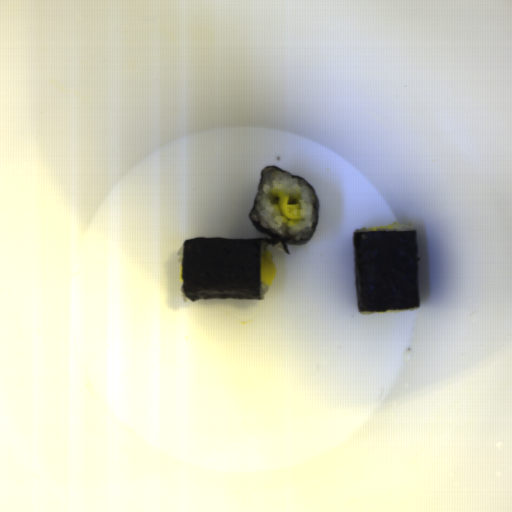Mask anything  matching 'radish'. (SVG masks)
<instances>
[{"label":"radish","instance_id":"radish-1","mask_svg":"<svg viewBox=\"0 0 512 512\" xmlns=\"http://www.w3.org/2000/svg\"><path fill=\"white\" fill-rule=\"evenodd\" d=\"M273 257V252L269 251L261 257L259 264L260 282L268 287H271L276 275V265L272 260Z\"/></svg>","mask_w":512,"mask_h":512},{"label":"radish","instance_id":"radish-2","mask_svg":"<svg viewBox=\"0 0 512 512\" xmlns=\"http://www.w3.org/2000/svg\"><path fill=\"white\" fill-rule=\"evenodd\" d=\"M289 198L290 196L285 193L280 197V213L288 221L301 220L303 217L301 215L300 206L297 204H288Z\"/></svg>","mask_w":512,"mask_h":512},{"label":"radish","instance_id":"radish-3","mask_svg":"<svg viewBox=\"0 0 512 512\" xmlns=\"http://www.w3.org/2000/svg\"><path fill=\"white\" fill-rule=\"evenodd\" d=\"M400 226V223H392V224H388L386 226H376V227H372V228H367L368 230H375V229H392V228H395V227H399Z\"/></svg>","mask_w":512,"mask_h":512},{"label":"radish","instance_id":"radish-4","mask_svg":"<svg viewBox=\"0 0 512 512\" xmlns=\"http://www.w3.org/2000/svg\"><path fill=\"white\" fill-rule=\"evenodd\" d=\"M179 279H180L181 282L184 281V279H183V264L180 267V277H179Z\"/></svg>","mask_w":512,"mask_h":512}]
</instances>
